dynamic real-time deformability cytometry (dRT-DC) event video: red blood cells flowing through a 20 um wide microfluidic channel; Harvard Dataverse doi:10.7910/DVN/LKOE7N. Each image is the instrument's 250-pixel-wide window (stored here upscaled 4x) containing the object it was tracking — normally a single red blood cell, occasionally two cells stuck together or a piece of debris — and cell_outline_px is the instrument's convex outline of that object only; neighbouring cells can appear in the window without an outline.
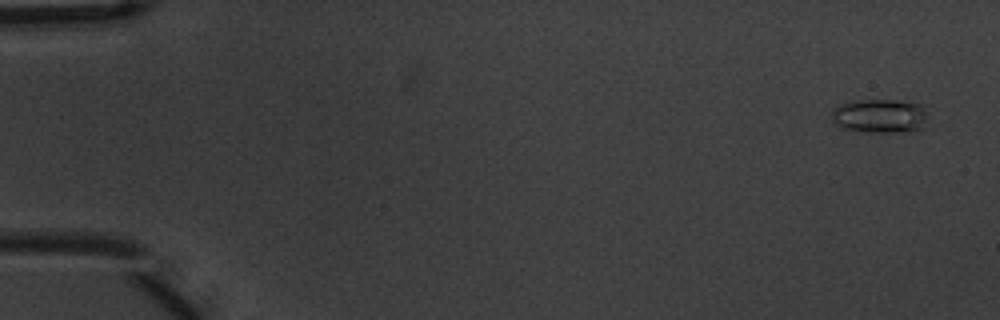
{"species": "common noctule bat (a hibernating species)", "species_latin": "Nyctalus noctula", "temperature_condition": "warm", "stored_images_in_passage": 6, "camera_frame_rate_fps": 3000, "um_per_image_px": 0.085, "animal": {"sex": "male", "body_mass_g": 20.1, "forearm_length_mm": 53.5}, "frame": {"image": 1, "passage_image": 1, "time_ms": 0.0, "image_size_px": [1000, 320], "cell_outline_px": [[928, 128], [900, 132], [860, 132], [844, 128], [836, 124], [832, 120], [832, 112], [836, 108], [844, 104], [856, 100], [896, 100], [920, 104], [928, 116]], "centroid_in_image_um": [74.87, 9.88], "position_along_channel_um": 10.1, "area_um2": 19.19}}
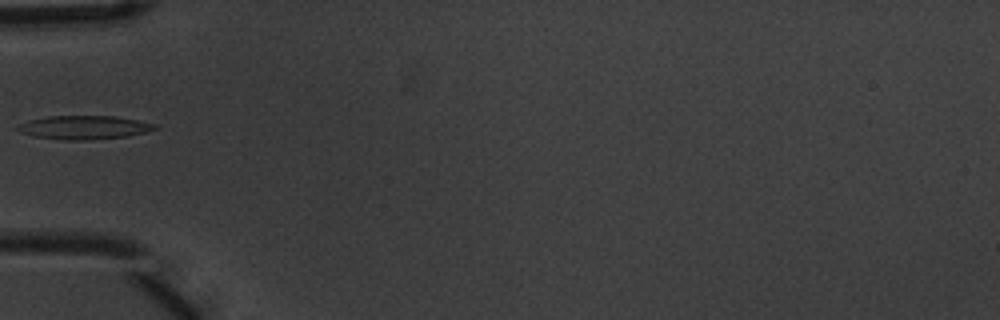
{"frame": {"image": 2, "passage_image": 6, "time_ms": 1.667, "image_size_px": [1000, 320], "cell_outline_px": [[160, 128], [148, 132], [128, 136], [92, 140], [64, 140], [32, 136], [20, 132], [16, 128], [16, 124], [28, 120], [48, 116], [116, 116], [156, 124]], "centroid_in_image_um": [7.14, 10.83], "position_along_channel_um": 77.9, "area_um2": 19.19}}